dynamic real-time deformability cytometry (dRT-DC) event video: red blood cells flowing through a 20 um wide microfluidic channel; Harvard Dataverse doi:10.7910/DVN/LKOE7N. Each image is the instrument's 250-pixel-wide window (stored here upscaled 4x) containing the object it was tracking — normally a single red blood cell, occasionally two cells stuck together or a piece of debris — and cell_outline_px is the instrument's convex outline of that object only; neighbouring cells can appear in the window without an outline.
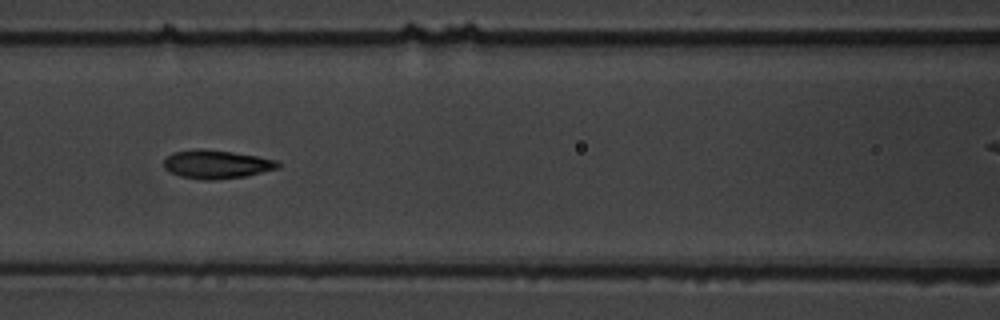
{"species": "common noctule bat (a hibernating species)", "species_latin": "Nyctalus noctula", "temperature_condition": "warm", "stored_images_in_passage": 7, "segment_of_instrument_passage": [1, 2], "camera_frame_rate_fps": 3000, "um_per_image_px": 0.085, "animal": {"sex": "male", "body_mass_g": 19.5, "forearm_length_mm": 54.6}, "frame": {"image": 1, "passage_image": 3, "time_ms": 2.333, "image_size_px": [1000, 320], "cell_outline_px": [[280, 168], [244, 176], [216, 180], [200, 180], [180, 176], [168, 172], [164, 168], [164, 160], [172, 152], [196, 148], [204, 148], [232, 152], [256, 156], [276, 160], [280, 164]], "centroid_in_image_um": [18.36, 13.96], "position_along_channel_um": 148.2, "area_um2": 19.13}}
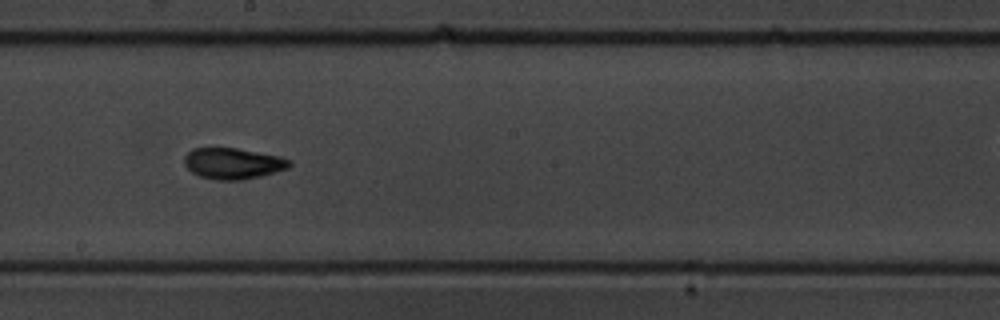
{"frame": {"image": 2, "passage_image": 5, "time_ms": 4.667, "image_size_px": [1000, 320], "cell_outline_px": [[292, 164], [288, 168], [260, 176], [240, 180], [216, 180], [200, 176], [192, 172], [184, 164], [184, 156], [192, 148], [236, 148], [280, 156], [292, 160]], "centroid_in_image_um": [19.8, 13.89], "position_along_channel_um": 228.4, "area_um2": 19.02}}
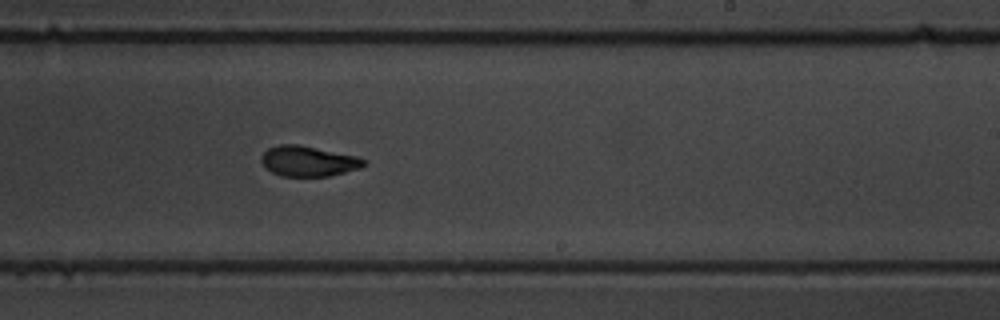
{"frame": {"image": 3, "passage_image": 6, "time_ms": 5.667, "image_size_px": [1000, 320], "cell_outline_px": [[368, 164], [360, 168], [328, 176], [280, 176], [272, 172], [260, 160], [264, 152], [268, 148], [280, 144], [296, 144], [356, 156], [364, 160]], "centroid_in_image_um": [26.2, 13.7], "position_along_channel_um": 262.8, "area_um2": 17.86}}